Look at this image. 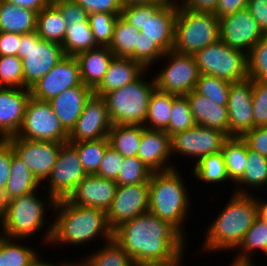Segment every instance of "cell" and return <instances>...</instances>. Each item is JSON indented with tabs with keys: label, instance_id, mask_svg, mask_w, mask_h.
Here are the masks:
<instances>
[{
	"label": "cell",
	"instance_id": "cell-1",
	"mask_svg": "<svg viewBox=\"0 0 267 266\" xmlns=\"http://www.w3.org/2000/svg\"><path fill=\"white\" fill-rule=\"evenodd\" d=\"M173 225L150 212L125 221L113 230V239L134 265L166 262L184 255L186 239Z\"/></svg>",
	"mask_w": 267,
	"mask_h": 266
},
{
	"label": "cell",
	"instance_id": "cell-2",
	"mask_svg": "<svg viewBox=\"0 0 267 266\" xmlns=\"http://www.w3.org/2000/svg\"><path fill=\"white\" fill-rule=\"evenodd\" d=\"M53 211L56 218L53 217L55 220L45 230V244L79 246L100 237L106 242L113 239L107 212L101 209L73 205L62 199L55 201Z\"/></svg>",
	"mask_w": 267,
	"mask_h": 266
},
{
	"label": "cell",
	"instance_id": "cell-3",
	"mask_svg": "<svg viewBox=\"0 0 267 266\" xmlns=\"http://www.w3.org/2000/svg\"><path fill=\"white\" fill-rule=\"evenodd\" d=\"M230 197L226 207L207 227L201 251H233L258 217L254 194L233 193Z\"/></svg>",
	"mask_w": 267,
	"mask_h": 266
},
{
	"label": "cell",
	"instance_id": "cell-4",
	"mask_svg": "<svg viewBox=\"0 0 267 266\" xmlns=\"http://www.w3.org/2000/svg\"><path fill=\"white\" fill-rule=\"evenodd\" d=\"M178 167L166 172H153L149 179V212L169 222L184 237L183 224L190 212V195Z\"/></svg>",
	"mask_w": 267,
	"mask_h": 266
},
{
	"label": "cell",
	"instance_id": "cell-5",
	"mask_svg": "<svg viewBox=\"0 0 267 266\" xmlns=\"http://www.w3.org/2000/svg\"><path fill=\"white\" fill-rule=\"evenodd\" d=\"M54 205L55 200L49 194L45 200L41 199L38 190L6 201L0 206V235L23 242L42 229L44 234L46 210H53Z\"/></svg>",
	"mask_w": 267,
	"mask_h": 266
},
{
	"label": "cell",
	"instance_id": "cell-6",
	"mask_svg": "<svg viewBox=\"0 0 267 266\" xmlns=\"http://www.w3.org/2000/svg\"><path fill=\"white\" fill-rule=\"evenodd\" d=\"M178 1L123 5L121 17L153 40L164 52L173 49Z\"/></svg>",
	"mask_w": 267,
	"mask_h": 266
},
{
	"label": "cell",
	"instance_id": "cell-7",
	"mask_svg": "<svg viewBox=\"0 0 267 266\" xmlns=\"http://www.w3.org/2000/svg\"><path fill=\"white\" fill-rule=\"evenodd\" d=\"M144 78L141 75L134 82L103 96L113 125H144L149 100L156 88L154 76L151 82Z\"/></svg>",
	"mask_w": 267,
	"mask_h": 266
},
{
	"label": "cell",
	"instance_id": "cell-8",
	"mask_svg": "<svg viewBox=\"0 0 267 266\" xmlns=\"http://www.w3.org/2000/svg\"><path fill=\"white\" fill-rule=\"evenodd\" d=\"M219 39V18L214 13L187 10L178 2L173 50L194 55Z\"/></svg>",
	"mask_w": 267,
	"mask_h": 266
},
{
	"label": "cell",
	"instance_id": "cell-9",
	"mask_svg": "<svg viewBox=\"0 0 267 266\" xmlns=\"http://www.w3.org/2000/svg\"><path fill=\"white\" fill-rule=\"evenodd\" d=\"M65 56L61 44L40 38L36 31L22 34L18 57L22 59L24 88L33 87Z\"/></svg>",
	"mask_w": 267,
	"mask_h": 266
},
{
	"label": "cell",
	"instance_id": "cell-10",
	"mask_svg": "<svg viewBox=\"0 0 267 266\" xmlns=\"http://www.w3.org/2000/svg\"><path fill=\"white\" fill-rule=\"evenodd\" d=\"M193 56L200 74L215 76L230 83L248 78L247 54L229 47L220 39Z\"/></svg>",
	"mask_w": 267,
	"mask_h": 266
},
{
	"label": "cell",
	"instance_id": "cell-11",
	"mask_svg": "<svg viewBox=\"0 0 267 266\" xmlns=\"http://www.w3.org/2000/svg\"><path fill=\"white\" fill-rule=\"evenodd\" d=\"M16 138L34 141H52L68 143V132L53 112L48 101H41L30 97Z\"/></svg>",
	"mask_w": 267,
	"mask_h": 266
},
{
	"label": "cell",
	"instance_id": "cell-12",
	"mask_svg": "<svg viewBox=\"0 0 267 266\" xmlns=\"http://www.w3.org/2000/svg\"><path fill=\"white\" fill-rule=\"evenodd\" d=\"M162 59H167V63L154 76L157 89L176 96L186 95L195 89L200 72L193 55L172 49L165 52Z\"/></svg>",
	"mask_w": 267,
	"mask_h": 266
},
{
	"label": "cell",
	"instance_id": "cell-13",
	"mask_svg": "<svg viewBox=\"0 0 267 266\" xmlns=\"http://www.w3.org/2000/svg\"><path fill=\"white\" fill-rule=\"evenodd\" d=\"M87 175L77 150L70 143H65L61 146L55 166L45 180L47 186L42 184V188H47V194L55 201L67 199Z\"/></svg>",
	"mask_w": 267,
	"mask_h": 266
},
{
	"label": "cell",
	"instance_id": "cell-14",
	"mask_svg": "<svg viewBox=\"0 0 267 266\" xmlns=\"http://www.w3.org/2000/svg\"><path fill=\"white\" fill-rule=\"evenodd\" d=\"M229 136L217 129L196 124L194 127L171 137V155L193 157L199 162L204 156L221 151ZM197 158V159H196Z\"/></svg>",
	"mask_w": 267,
	"mask_h": 266
},
{
	"label": "cell",
	"instance_id": "cell-15",
	"mask_svg": "<svg viewBox=\"0 0 267 266\" xmlns=\"http://www.w3.org/2000/svg\"><path fill=\"white\" fill-rule=\"evenodd\" d=\"M14 154L22 160L38 181L43 184L56 164L64 143L52 141H34L25 138L6 139Z\"/></svg>",
	"mask_w": 267,
	"mask_h": 266
},
{
	"label": "cell",
	"instance_id": "cell-16",
	"mask_svg": "<svg viewBox=\"0 0 267 266\" xmlns=\"http://www.w3.org/2000/svg\"><path fill=\"white\" fill-rule=\"evenodd\" d=\"M220 40L246 54L264 36L247 8L219 18Z\"/></svg>",
	"mask_w": 267,
	"mask_h": 266
},
{
	"label": "cell",
	"instance_id": "cell-17",
	"mask_svg": "<svg viewBox=\"0 0 267 266\" xmlns=\"http://www.w3.org/2000/svg\"><path fill=\"white\" fill-rule=\"evenodd\" d=\"M112 125L105 99L93 93L86 101L76 124L68 133V142L108 138Z\"/></svg>",
	"mask_w": 267,
	"mask_h": 266
},
{
	"label": "cell",
	"instance_id": "cell-18",
	"mask_svg": "<svg viewBox=\"0 0 267 266\" xmlns=\"http://www.w3.org/2000/svg\"><path fill=\"white\" fill-rule=\"evenodd\" d=\"M75 86H85L81 81L79 62L75 56H65L30 91L34 99L49 101Z\"/></svg>",
	"mask_w": 267,
	"mask_h": 266
},
{
	"label": "cell",
	"instance_id": "cell-19",
	"mask_svg": "<svg viewBox=\"0 0 267 266\" xmlns=\"http://www.w3.org/2000/svg\"><path fill=\"white\" fill-rule=\"evenodd\" d=\"M149 212V183L117 186L107 211L109 226L114 230L125 221Z\"/></svg>",
	"mask_w": 267,
	"mask_h": 266
},
{
	"label": "cell",
	"instance_id": "cell-20",
	"mask_svg": "<svg viewBox=\"0 0 267 266\" xmlns=\"http://www.w3.org/2000/svg\"><path fill=\"white\" fill-rule=\"evenodd\" d=\"M253 80L233 82L228 95L229 137H241L253 129Z\"/></svg>",
	"mask_w": 267,
	"mask_h": 266
},
{
	"label": "cell",
	"instance_id": "cell-21",
	"mask_svg": "<svg viewBox=\"0 0 267 266\" xmlns=\"http://www.w3.org/2000/svg\"><path fill=\"white\" fill-rule=\"evenodd\" d=\"M30 97L29 88L0 87V140L16 136Z\"/></svg>",
	"mask_w": 267,
	"mask_h": 266
},
{
	"label": "cell",
	"instance_id": "cell-22",
	"mask_svg": "<svg viewBox=\"0 0 267 266\" xmlns=\"http://www.w3.org/2000/svg\"><path fill=\"white\" fill-rule=\"evenodd\" d=\"M117 186L115 180L87 175L75 187L67 200L73 205L101 209L107 212L112 205Z\"/></svg>",
	"mask_w": 267,
	"mask_h": 266
},
{
	"label": "cell",
	"instance_id": "cell-23",
	"mask_svg": "<svg viewBox=\"0 0 267 266\" xmlns=\"http://www.w3.org/2000/svg\"><path fill=\"white\" fill-rule=\"evenodd\" d=\"M137 157L152 172H166L176 168L169 161L172 158L171 137L163 130L147 129L142 125Z\"/></svg>",
	"mask_w": 267,
	"mask_h": 266
},
{
	"label": "cell",
	"instance_id": "cell-24",
	"mask_svg": "<svg viewBox=\"0 0 267 266\" xmlns=\"http://www.w3.org/2000/svg\"><path fill=\"white\" fill-rule=\"evenodd\" d=\"M93 94L88 86H75L48 101L53 112L69 133L83 112L86 101Z\"/></svg>",
	"mask_w": 267,
	"mask_h": 266
},
{
	"label": "cell",
	"instance_id": "cell-25",
	"mask_svg": "<svg viewBox=\"0 0 267 266\" xmlns=\"http://www.w3.org/2000/svg\"><path fill=\"white\" fill-rule=\"evenodd\" d=\"M148 73L140 63L130 58L114 57L101 83L93 90L97 96L119 89Z\"/></svg>",
	"mask_w": 267,
	"mask_h": 266
},
{
	"label": "cell",
	"instance_id": "cell-26",
	"mask_svg": "<svg viewBox=\"0 0 267 266\" xmlns=\"http://www.w3.org/2000/svg\"><path fill=\"white\" fill-rule=\"evenodd\" d=\"M186 96L196 124L220 130L229 136L227 106H220L217 102L198 94L195 90L189 92Z\"/></svg>",
	"mask_w": 267,
	"mask_h": 266
},
{
	"label": "cell",
	"instance_id": "cell-27",
	"mask_svg": "<svg viewBox=\"0 0 267 266\" xmlns=\"http://www.w3.org/2000/svg\"><path fill=\"white\" fill-rule=\"evenodd\" d=\"M80 66L81 81L94 90L103 80L115 55L107 46H97L75 56Z\"/></svg>",
	"mask_w": 267,
	"mask_h": 266
},
{
	"label": "cell",
	"instance_id": "cell-28",
	"mask_svg": "<svg viewBox=\"0 0 267 266\" xmlns=\"http://www.w3.org/2000/svg\"><path fill=\"white\" fill-rule=\"evenodd\" d=\"M41 185L25 163L14 154L12 148L10 176L5 191L0 197V206L14 197L37 191L38 188H41Z\"/></svg>",
	"mask_w": 267,
	"mask_h": 266
},
{
	"label": "cell",
	"instance_id": "cell-29",
	"mask_svg": "<svg viewBox=\"0 0 267 266\" xmlns=\"http://www.w3.org/2000/svg\"><path fill=\"white\" fill-rule=\"evenodd\" d=\"M37 12L0 0V31L27 34L36 31Z\"/></svg>",
	"mask_w": 267,
	"mask_h": 266
},
{
	"label": "cell",
	"instance_id": "cell-30",
	"mask_svg": "<svg viewBox=\"0 0 267 266\" xmlns=\"http://www.w3.org/2000/svg\"><path fill=\"white\" fill-rule=\"evenodd\" d=\"M235 184L237 186L233 193L236 194H253V192H248L249 189L247 187H251L253 191L254 189L259 191L260 188L267 191V157L250 150L247 146L245 171Z\"/></svg>",
	"mask_w": 267,
	"mask_h": 266
},
{
	"label": "cell",
	"instance_id": "cell-31",
	"mask_svg": "<svg viewBox=\"0 0 267 266\" xmlns=\"http://www.w3.org/2000/svg\"><path fill=\"white\" fill-rule=\"evenodd\" d=\"M66 30V22L52 2L37 14L36 33L40 38L62 44Z\"/></svg>",
	"mask_w": 267,
	"mask_h": 266
},
{
	"label": "cell",
	"instance_id": "cell-32",
	"mask_svg": "<svg viewBox=\"0 0 267 266\" xmlns=\"http://www.w3.org/2000/svg\"><path fill=\"white\" fill-rule=\"evenodd\" d=\"M175 96L155 88L149 100L148 114L143 126L147 129L166 131Z\"/></svg>",
	"mask_w": 267,
	"mask_h": 266
},
{
	"label": "cell",
	"instance_id": "cell-33",
	"mask_svg": "<svg viewBox=\"0 0 267 266\" xmlns=\"http://www.w3.org/2000/svg\"><path fill=\"white\" fill-rule=\"evenodd\" d=\"M141 135L142 125H112L108 140L123 157H133L137 156Z\"/></svg>",
	"mask_w": 267,
	"mask_h": 266
},
{
	"label": "cell",
	"instance_id": "cell-34",
	"mask_svg": "<svg viewBox=\"0 0 267 266\" xmlns=\"http://www.w3.org/2000/svg\"><path fill=\"white\" fill-rule=\"evenodd\" d=\"M221 152L229 179L235 183L243 176L247 162V144L242 137H229Z\"/></svg>",
	"mask_w": 267,
	"mask_h": 266
},
{
	"label": "cell",
	"instance_id": "cell-35",
	"mask_svg": "<svg viewBox=\"0 0 267 266\" xmlns=\"http://www.w3.org/2000/svg\"><path fill=\"white\" fill-rule=\"evenodd\" d=\"M235 250L239 254L233 259L238 262H253L251 254L253 251L256 253V250H261L267 255V222L257 217Z\"/></svg>",
	"mask_w": 267,
	"mask_h": 266
},
{
	"label": "cell",
	"instance_id": "cell-36",
	"mask_svg": "<svg viewBox=\"0 0 267 266\" xmlns=\"http://www.w3.org/2000/svg\"><path fill=\"white\" fill-rule=\"evenodd\" d=\"M140 30L128 24L121 16H118L113 37L110 45V51L115 57H124L134 60V50L137 47V35Z\"/></svg>",
	"mask_w": 267,
	"mask_h": 266
},
{
	"label": "cell",
	"instance_id": "cell-37",
	"mask_svg": "<svg viewBox=\"0 0 267 266\" xmlns=\"http://www.w3.org/2000/svg\"><path fill=\"white\" fill-rule=\"evenodd\" d=\"M61 46L66 56H76L78 53L97 47L89 20L67 26Z\"/></svg>",
	"mask_w": 267,
	"mask_h": 266
},
{
	"label": "cell",
	"instance_id": "cell-38",
	"mask_svg": "<svg viewBox=\"0 0 267 266\" xmlns=\"http://www.w3.org/2000/svg\"><path fill=\"white\" fill-rule=\"evenodd\" d=\"M193 174L198 181L203 183L222 184L230 180L222 152L204 156L199 162L194 164Z\"/></svg>",
	"mask_w": 267,
	"mask_h": 266
},
{
	"label": "cell",
	"instance_id": "cell-39",
	"mask_svg": "<svg viewBox=\"0 0 267 266\" xmlns=\"http://www.w3.org/2000/svg\"><path fill=\"white\" fill-rule=\"evenodd\" d=\"M103 245L98 251L84 256L90 266H134L131 257L115 239H111Z\"/></svg>",
	"mask_w": 267,
	"mask_h": 266
},
{
	"label": "cell",
	"instance_id": "cell-40",
	"mask_svg": "<svg viewBox=\"0 0 267 266\" xmlns=\"http://www.w3.org/2000/svg\"><path fill=\"white\" fill-rule=\"evenodd\" d=\"M68 143L77 150L80 162L88 175H94L97 172L103 155L110 145L108 138Z\"/></svg>",
	"mask_w": 267,
	"mask_h": 266
},
{
	"label": "cell",
	"instance_id": "cell-41",
	"mask_svg": "<svg viewBox=\"0 0 267 266\" xmlns=\"http://www.w3.org/2000/svg\"><path fill=\"white\" fill-rule=\"evenodd\" d=\"M18 241L0 235V266H26L37 255L34 248Z\"/></svg>",
	"mask_w": 267,
	"mask_h": 266
},
{
	"label": "cell",
	"instance_id": "cell-42",
	"mask_svg": "<svg viewBox=\"0 0 267 266\" xmlns=\"http://www.w3.org/2000/svg\"><path fill=\"white\" fill-rule=\"evenodd\" d=\"M196 125L189 100L186 95H177L173 98L171 117L166 133L172 137L177 133H181Z\"/></svg>",
	"mask_w": 267,
	"mask_h": 266
},
{
	"label": "cell",
	"instance_id": "cell-43",
	"mask_svg": "<svg viewBox=\"0 0 267 266\" xmlns=\"http://www.w3.org/2000/svg\"><path fill=\"white\" fill-rule=\"evenodd\" d=\"M231 83L211 75L200 74L195 86L198 94L217 102L220 106H227Z\"/></svg>",
	"mask_w": 267,
	"mask_h": 266
},
{
	"label": "cell",
	"instance_id": "cell-44",
	"mask_svg": "<svg viewBox=\"0 0 267 266\" xmlns=\"http://www.w3.org/2000/svg\"><path fill=\"white\" fill-rule=\"evenodd\" d=\"M152 171L137 157H124L115 182L118 186L149 183Z\"/></svg>",
	"mask_w": 267,
	"mask_h": 266
},
{
	"label": "cell",
	"instance_id": "cell-45",
	"mask_svg": "<svg viewBox=\"0 0 267 266\" xmlns=\"http://www.w3.org/2000/svg\"><path fill=\"white\" fill-rule=\"evenodd\" d=\"M118 16L110 13L94 12L88 15L93 39L97 46H109Z\"/></svg>",
	"mask_w": 267,
	"mask_h": 266
},
{
	"label": "cell",
	"instance_id": "cell-46",
	"mask_svg": "<svg viewBox=\"0 0 267 266\" xmlns=\"http://www.w3.org/2000/svg\"><path fill=\"white\" fill-rule=\"evenodd\" d=\"M247 73L251 80L267 83V35H264L248 52Z\"/></svg>",
	"mask_w": 267,
	"mask_h": 266
},
{
	"label": "cell",
	"instance_id": "cell-47",
	"mask_svg": "<svg viewBox=\"0 0 267 266\" xmlns=\"http://www.w3.org/2000/svg\"><path fill=\"white\" fill-rule=\"evenodd\" d=\"M0 87L24 88L22 59L0 56Z\"/></svg>",
	"mask_w": 267,
	"mask_h": 266
},
{
	"label": "cell",
	"instance_id": "cell-48",
	"mask_svg": "<svg viewBox=\"0 0 267 266\" xmlns=\"http://www.w3.org/2000/svg\"><path fill=\"white\" fill-rule=\"evenodd\" d=\"M165 52L151 39L139 32L137 35V47L134 50V60L140 63L146 70L156 61L159 62ZM155 61V62H154Z\"/></svg>",
	"mask_w": 267,
	"mask_h": 266
},
{
	"label": "cell",
	"instance_id": "cell-49",
	"mask_svg": "<svg viewBox=\"0 0 267 266\" xmlns=\"http://www.w3.org/2000/svg\"><path fill=\"white\" fill-rule=\"evenodd\" d=\"M253 128L267 126V83L253 80Z\"/></svg>",
	"mask_w": 267,
	"mask_h": 266
},
{
	"label": "cell",
	"instance_id": "cell-50",
	"mask_svg": "<svg viewBox=\"0 0 267 266\" xmlns=\"http://www.w3.org/2000/svg\"><path fill=\"white\" fill-rule=\"evenodd\" d=\"M124 157L110 145L107 147L97 172L101 178L116 180L120 172Z\"/></svg>",
	"mask_w": 267,
	"mask_h": 266
},
{
	"label": "cell",
	"instance_id": "cell-51",
	"mask_svg": "<svg viewBox=\"0 0 267 266\" xmlns=\"http://www.w3.org/2000/svg\"><path fill=\"white\" fill-rule=\"evenodd\" d=\"M52 3L60 10L67 26L88 19L89 14L74 0H52Z\"/></svg>",
	"mask_w": 267,
	"mask_h": 266
},
{
	"label": "cell",
	"instance_id": "cell-52",
	"mask_svg": "<svg viewBox=\"0 0 267 266\" xmlns=\"http://www.w3.org/2000/svg\"><path fill=\"white\" fill-rule=\"evenodd\" d=\"M88 14L94 12L110 13L121 16L123 4L121 0H74Z\"/></svg>",
	"mask_w": 267,
	"mask_h": 266
},
{
	"label": "cell",
	"instance_id": "cell-53",
	"mask_svg": "<svg viewBox=\"0 0 267 266\" xmlns=\"http://www.w3.org/2000/svg\"><path fill=\"white\" fill-rule=\"evenodd\" d=\"M248 148L267 157V126L254 127L242 136Z\"/></svg>",
	"mask_w": 267,
	"mask_h": 266
},
{
	"label": "cell",
	"instance_id": "cell-54",
	"mask_svg": "<svg viewBox=\"0 0 267 266\" xmlns=\"http://www.w3.org/2000/svg\"><path fill=\"white\" fill-rule=\"evenodd\" d=\"M11 161V144L7 140H0V197L5 191L10 176Z\"/></svg>",
	"mask_w": 267,
	"mask_h": 266
},
{
	"label": "cell",
	"instance_id": "cell-55",
	"mask_svg": "<svg viewBox=\"0 0 267 266\" xmlns=\"http://www.w3.org/2000/svg\"><path fill=\"white\" fill-rule=\"evenodd\" d=\"M21 34L0 31V56H18Z\"/></svg>",
	"mask_w": 267,
	"mask_h": 266
},
{
	"label": "cell",
	"instance_id": "cell-56",
	"mask_svg": "<svg viewBox=\"0 0 267 266\" xmlns=\"http://www.w3.org/2000/svg\"><path fill=\"white\" fill-rule=\"evenodd\" d=\"M246 8L258 22L263 34L267 35V0H248Z\"/></svg>",
	"mask_w": 267,
	"mask_h": 266
},
{
	"label": "cell",
	"instance_id": "cell-57",
	"mask_svg": "<svg viewBox=\"0 0 267 266\" xmlns=\"http://www.w3.org/2000/svg\"><path fill=\"white\" fill-rule=\"evenodd\" d=\"M248 0H219L215 15L220 18L234 14L247 7Z\"/></svg>",
	"mask_w": 267,
	"mask_h": 266
},
{
	"label": "cell",
	"instance_id": "cell-58",
	"mask_svg": "<svg viewBox=\"0 0 267 266\" xmlns=\"http://www.w3.org/2000/svg\"><path fill=\"white\" fill-rule=\"evenodd\" d=\"M180 5L187 9L196 12H211L215 13L219 0H177Z\"/></svg>",
	"mask_w": 267,
	"mask_h": 266
},
{
	"label": "cell",
	"instance_id": "cell-59",
	"mask_svg": "<svg viewBox=\"0 0 267 266\" xmlns=\"http://www.w3.org/2000/svg\"><path fill=\"white\" fill-rule=\"evenodd\" d=\"M13 5L30 9L39 13L42 9L46 8L52 0H4Z\"/></svg>",
	"mask_w": 267,
	"mask_h": 266
},
{
	"label": "cell",
	"instance_id": "cell-60",
	"mask_svg": "<svg viewBox=\"0 0 267 266\" xmlns=\"http://www.w3.org/2000/svg\"><path fill=\"white\" fill-rule=\"evenodd\" d=\"M184 255H180L176 260L166 262L141 263L134 266H182Z\"/></svg>",
	"mask_w": 267,
	"mask_h": 266
},
{
	"label": "cell",
	"instance_id": "cell-61",
	"mask_svg": "<svg viewBox=\"0 0 267 266\" xmlns=\"http://www.w3.org/2000/svg\"><path fill=\"white\" fill-rule=\"evenodd\" d=\"M255 202L257 205V215L262 221L267 222V201H263L259 199V197H255Z\"/></svg>",
	"mask_w": 267,
	"mask_h": 266
},
{
	"label": "cell",
	"instance_id": "cell-62",
	"mask_svg": "<svg viewBox=\"0 0 267 266\" xmlns=\"http://www.w3.org/2000/svg\"><path fill=\"white\" fill-rule=\"evenodd\" d=\"M39 253L26 265V266H60L59 264H53L51 262H48L44 259H41L40 256H38Z\"/></svg>",
	"mask_w": 267,
	"mask_h": 266
},
{
	"label": "cell",
	"instance_id": "cell-63",
	"mask_svg": "<svg viewBox=\"0 0 267 266\" xmlns=\"http://www.w3.org/2000/svg\"><path fill=\"white\" fill-rule=\"evenodd\" d=\"M169 0H121L123 5H133V4H151V3H162L168 2Z\"/></svg>",
	"mask_w": 267,
	"mask_h": 266
},
{
	"label": "cell",
	"instance_id": "cell-64",
	"mask_svg": "<svg viewBox=\"0 0 267 266\" xmlns=\"http://www.w3.org/2000/svg\"><path fill=\"white\" fill-rule=\"evenodd\" d=\"M60 266H90V265L85 261V259H82V261L80 260V262L78 261L75 263H73V262H70V263L66 262L65 263V261H64L60 264Z\"/></svg>",
	"mask_w": 267,
	"mask_h": 266
},
{
	"label": "cell",
	"instance_id": "cell-65",
	"mask_svg": "<svg viewBox=\"0 0 267 266\" xmlns=\"http://www.w3.org/2000/svg\"><path fill=\"white\" fill-rule=\"evenodd\" d=\"M255 262H238L235 260H232L230 266H255Z\"/></svg>",
	"mask_w": 267,
	"mask_h": 266
}]
</instances>
